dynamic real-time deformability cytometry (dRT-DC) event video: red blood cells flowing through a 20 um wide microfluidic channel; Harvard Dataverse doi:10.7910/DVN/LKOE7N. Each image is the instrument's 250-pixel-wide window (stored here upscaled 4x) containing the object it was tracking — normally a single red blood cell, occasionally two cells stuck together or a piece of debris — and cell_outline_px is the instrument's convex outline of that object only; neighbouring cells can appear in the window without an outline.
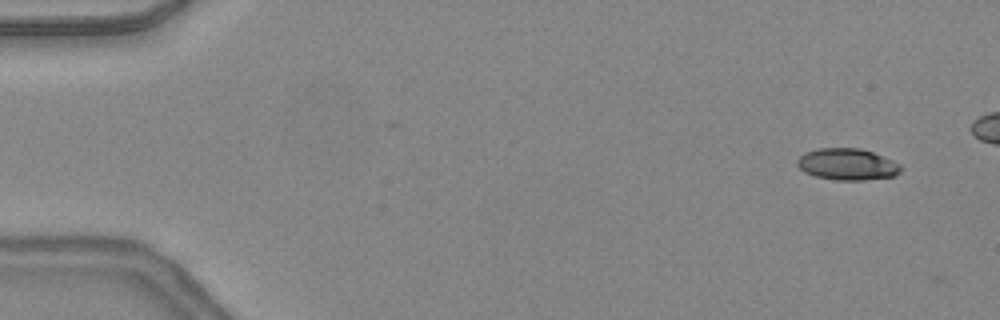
{"species": "common noctule bat (a hibernating species)", "species_latin": "Nyctalus noctula", "temperature_condition": "warm", "stored_images_in_passage": 42, "camera_frame_rate_fps": 3000, "um_per_image_px": 0.085, "animal": {"sex": "female", "body_mass_g": 24.6, "forearm_length_mm": 56.2}, "frame": {"image": 1, "passage_image": 2, "time_ms": 0.333, "image_size_px": [1000, 320], "cell_outline_px": [[904, 168], [900, 172], [892, 176], [864, 180], [836, 180], [816, 176], [804, 172], [796, 164], [796, 160], [804, 152], [816, 148], [860, 148], [872, 152], [892, 160], [900, 164]], "centroid_in_image_um": [72.0, 13.96], "position_along_channel_um": 13.0, "area_um2": 19.13}}
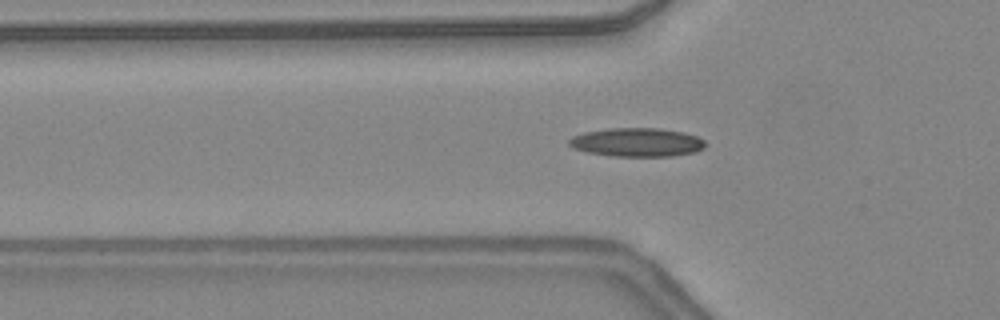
{"frame": {"image": 2, "passage_image": 15, "time_ms": 4.667, "image_size_px": [1000, 320], "cell_outline_px": [[704, 148], [696, 152], [672, 156], [612, 156], [588, 152], [572, 148], [568, 144], [568, 140], [572, 136], [584, 132], [608, 128], [660, 128], [684, 132], [696, 136], [704, 140]], "centroid_in_image_um": [54.12, 12.09], "position_along_channel_um": 71.7, "area_um2": 22.89}}
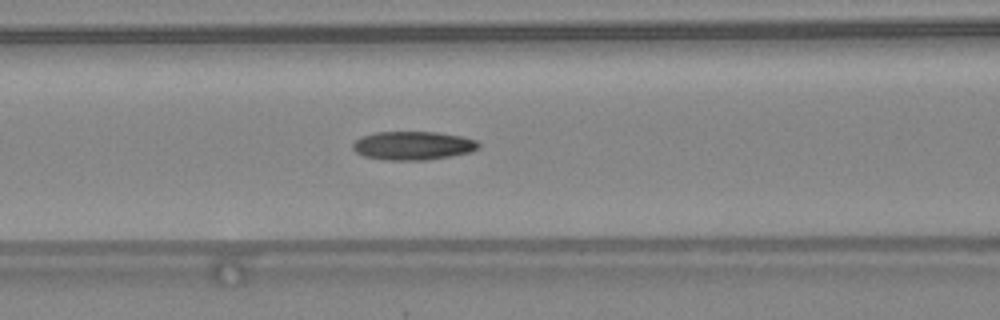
{"frame": {"image": 3, "passage_image": 19, "time_ms": 6.0, "image_size_px": [1000, 320], "cell_outline_px": [[480, 148], [472, 152], [428, 160], [384, 160], [364, 156], [356, 152], [352, 148], [352, 144], [360, 136], [376, 132], [436, 132], [460, 136], [476, 140], [480, 144]], "centroid_in_image_um": [35.1, 12.38], "position_along_channel_um": 131.5, "area_um2": 21.1}, "authors_computed_cell_mechanics": {"area_um2": 20.3167, "velocity_mm_per_s": 4.4138, "shape_relaxation_time_tau1_ms": null, "shape_relaxation_time_tau2_ms": 2.8617, "deformation_change_tau1": null, "deformation_change_tau2": 0.1056}}